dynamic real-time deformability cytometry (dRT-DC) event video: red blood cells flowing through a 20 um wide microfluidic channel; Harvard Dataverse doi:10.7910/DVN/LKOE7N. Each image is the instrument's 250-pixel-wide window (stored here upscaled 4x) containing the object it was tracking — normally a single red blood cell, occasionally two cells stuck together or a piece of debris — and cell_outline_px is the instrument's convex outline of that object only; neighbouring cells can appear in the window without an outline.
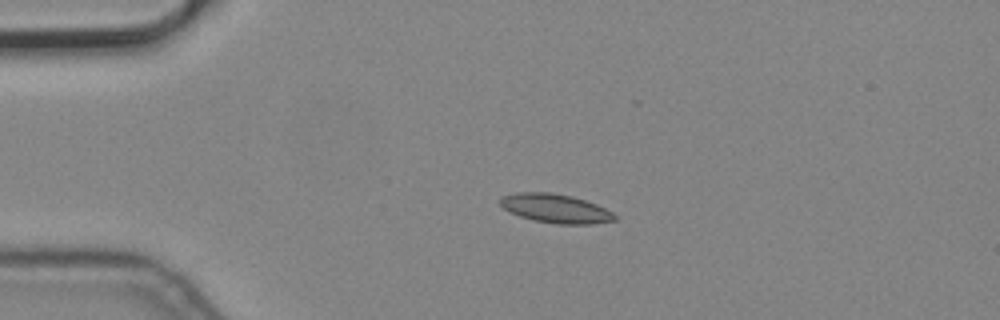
{"species": "common noctule bat (a hibernating species)", "species_latin": "Nyctalus noctula", "temperature_condition": "cold", "stored_images_in_passage": 3, "camera_frame_rate_fps": 3000, "um_per_image_px": 0.085, "animal": {"sex": "male", "body_mass_g": 19.2, "forearm_length_mm": 51.8}, "frame": {"image": 1, "passage_image": 2, "time_ms": 0.333, "image_size_px": [1000, 320], "cell_outline_px": [[616, 220], [588, 224], [556, 224], [536, 220], [520, 216], [504, 208], [500, 204], [500, 196], [516, 192], [548, 192], [572, 196], [596, 204], [612, 212], [616, 216]], "centroid_in_image_um": [47.21, 17.71], "position_along_channel_um": 37.8, "area_um2": 19.07}}